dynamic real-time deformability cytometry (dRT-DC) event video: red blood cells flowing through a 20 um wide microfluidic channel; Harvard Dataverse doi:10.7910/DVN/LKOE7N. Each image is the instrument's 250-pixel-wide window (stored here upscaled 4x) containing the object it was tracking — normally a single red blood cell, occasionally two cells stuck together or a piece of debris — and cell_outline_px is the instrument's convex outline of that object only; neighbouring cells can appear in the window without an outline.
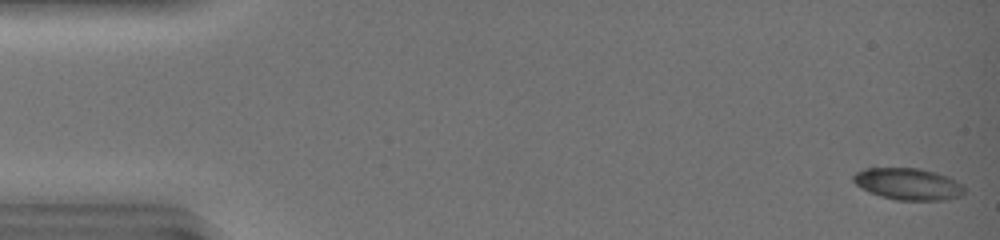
{"species": "common noctule bat (a hibernating species)", "species_latin": "Nyctalus noctula", "temperature_condition": "warm", "stored_images_in_passage": 18, "camera_frame_rate_fps": 3000, "um_per_image_px": 0.085, "animal": {"sex": "female", "body_mass_g": 19.0, "forearm_length_mm": 51.5}, "frame": {"image": 1, "passage_image": 1, "time_ms": 0.0, "image_size_px": [1000, 240], "cell_outline_px": [[964, 192], [960, 196], [944, 200], [896, 200], [880, 196], [868, 192], [860, 188], [852, 180], [852, 176], [856, 172], [864, 168], [920, 168], [936, 172], [948, 176], [964, 184]], "centroid_in_image_um": [77.18, 15.63], "position_along_channel_um": 7.8, "area_um2": 20.81}}
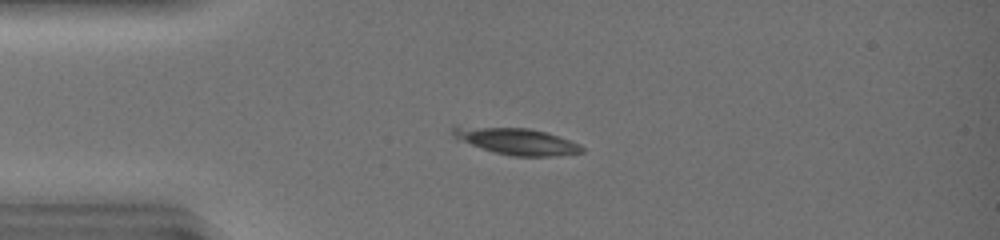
{"frame": {"image": 2, "passage_image": 12, "time_ms": 3.667, "image_size_px": [1000, 240], "cell_outline_px": [[584, 152], [556, 156], [512, 156], [496, 152], [456, 140], [448, 132], [452, 124], [456, 124], [528, 128], [544, 132], [580, 144], [584, 148]], "centroid_in_image_um": [43.73, 11.96], "position_along_channel_um": 41.3, "area_um2": 20.63}}